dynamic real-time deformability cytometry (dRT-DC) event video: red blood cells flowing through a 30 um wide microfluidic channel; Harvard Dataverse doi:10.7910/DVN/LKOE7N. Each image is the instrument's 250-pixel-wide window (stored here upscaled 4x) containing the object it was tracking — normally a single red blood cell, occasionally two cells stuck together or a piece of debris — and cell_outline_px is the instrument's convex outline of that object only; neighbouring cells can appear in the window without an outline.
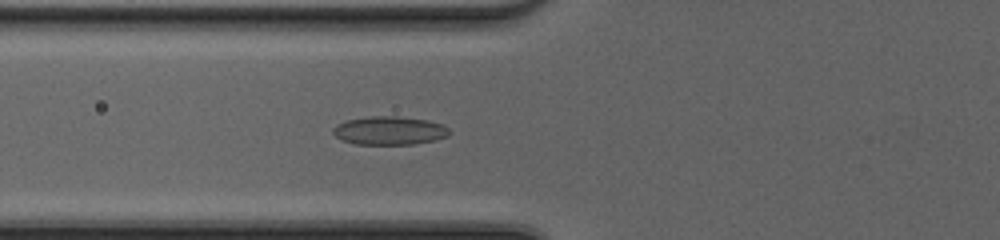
{"species": "common noctule bat (a hibernating species)", "species_latin": "Nyctalus noctula", "temperature_condition": "cold", "stored_images_in_passage": 34, "camera_frame_rate_fps": 3000, "um_per_image_px": 0.085, "animal": {"sex": "female", "body_mass_g": 20.0, "forearm_length_mm": 54.0}, "frame": {"image": 1, "passage_image": 7, "time_ms": 2.0, "image_size_px": [1000, 240], "cell_outline_px": [[452, 132], [448, 136], [436, 140], [412, 144], [356, 144], [340, 140], [332, 132], [332, 128], [336, 124], [348, 120], [368, 116], [396, 116], [428, 120], [444, 124]], "centroid_in_image_um": [33.12, 11.1], "position_along_channel_um": 92.7, "area_um2": 19.48}}
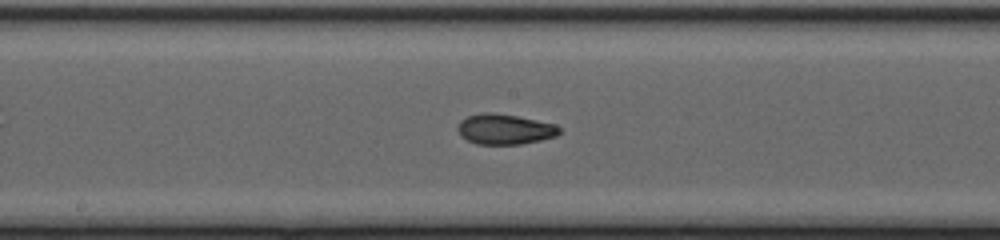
{"frame": {"image": 2, "passage_image": 15, "time_ms": 4.667, "image_size_px": [1000, 240], "cell_outline_px": [[560, 132], [556, 136], [540, 140], [520, 144], [476, 144], [460, 136], [456, 128], [460, 120], [468, 116], [480, 112], [492, 112], [516, 116], [556, 124], [560, 128]], "centroid_in_image_um": [42.87, 10.98], "position_along_channel_um": 205.3, "area_um2": 18.03}}
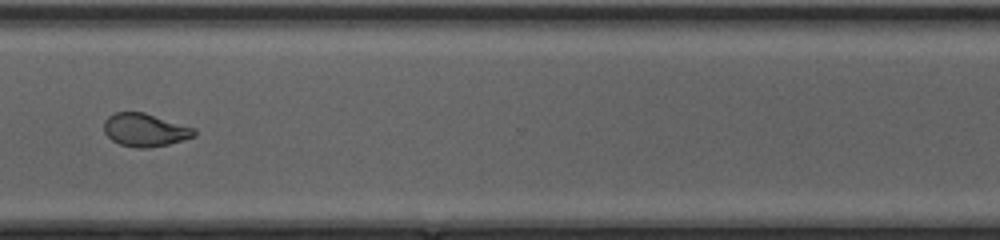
{"frame": {"image": 3, "passage_image": 26, "time_ms": 8.333, "image_size_px": [1000, 240], "cell_outline_px": [[196, 136], [184, 140], [168, 144], [148, 148], [136, 148], [120, 144], [112, 140], [104, 132], [104, 120], [108, 116], [116, 112], [144, 112], [196, 128]], "centroid_in_image_um": [12.34, 11.05], "position_along_channel_um": 358.3, "area_um2": 17.51}, "authors_computed_cell_mechanics": {"area_um2": 17.7446, "velocity_mm_per_s": 4.1876, "shape_relaxation_time_tau1_ms": null, "shape_relaxation_time_tau2_ms": 1.6822, "deformation_change_tau1": null, "deformation_change_tau2": 0.0708}}